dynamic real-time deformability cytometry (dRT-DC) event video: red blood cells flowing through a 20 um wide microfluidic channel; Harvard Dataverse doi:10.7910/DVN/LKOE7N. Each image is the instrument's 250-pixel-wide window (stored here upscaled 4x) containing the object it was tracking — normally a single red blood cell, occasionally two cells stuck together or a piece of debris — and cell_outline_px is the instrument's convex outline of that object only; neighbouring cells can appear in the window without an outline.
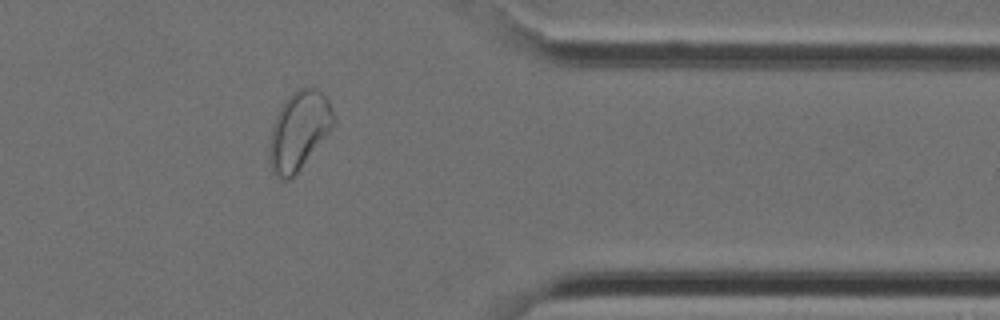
{"species": "Egyptian fruit bat (a non-hibernating species)", "species_latin": "Rousettus aegyptiacus", "temperature_condition": "cold", "stored_images_in_passage": 24, "camera_frame_rate_fps": 3000, "um_per_image_px": 0.085, "animal": {"sex": "female"}, "frame": {"image": 1, "passage_image": 21, "time_ms": 6.667, "image_size_px": [1000, 320], "cell_outline_px": [[336, 120], [332, 128], [296, 172], [288, 180], [280, 180], [272, 172], [268, 156], [268, 144], [272, 128], [276, 116], [284, 100], [292, 92], [300, 88], [316, 88], [328, 100], [336, 116]], "centroid_in_image_um": [25.39, 11.1], "position_along_channel_um": 386.0, "area_um2": 29.07}}